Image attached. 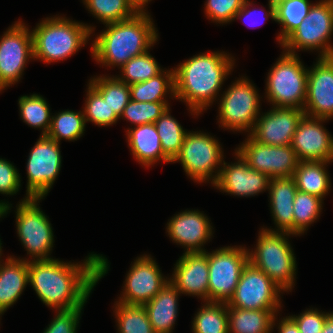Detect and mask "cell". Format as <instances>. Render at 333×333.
Wrapping results in <instances>:
<instances>
[{"label":"cell","mask_w":333,"mask_h":333,"mask_svg":"<svg viewBox=\"0 0 333 333\" xmlns=\"http://www.w3.org/2000/svg\"><path fill=\"white\" fill-rule=\"evenodd\" d=\"M109 271L108 258L95 252L76 262L60 258L28 261L29 285L49 310L84 307Z\"/></svg>","instance_id":"1"},{"label":"cell","mask_w":333,"mask_h":333,"mask_svg":"<svg viewBox=\"0 0 333 333\" xmlns=\"http://www.w3.org/2000/svg\"><path fill=\"white\" fill-rule=\"evenodd\" d=\"M227 51H204L175 65V96L183 102L192 118L207 112L224 90V84L236 68V60Z\"/></svg>","instance_id":"2"},{"label":"cell","mask_w":333,"mask_h":333,"mask_svg":"<svg viewBox=\"0 0 333 333\" xmlns=\"http://www.w3.org/2000/svg\"><path fill=\"white\" fill-rule=\"evenodd\" d=\"M154 22L151 13H136L129 19L104 24L100 32L92 31V59L108 71L152 50L160 39Z\"/></svg>","instance_id":"3"},{"label":"cell","mask_w":333,"mask_h":333,"mask_svg":"<svg viewBox=\"0 0 333 333\" xmlns=\"http://www.w3.org/2000/svg\"><path fill=\"white\" fill-rule=\"evenodd\" d=\"M96 26L73 20L64 14L42 18L31 27L34 61L62 62L75 55L91 40Z\"/></svg>","instance_id":"4"},{"label":"cell","mask_w":333,"mask_h":333,"mask_svg":"<svg viewBox=\"0 0 333 333\" xmlns=\"http://www.w3.org/2000/svg\"><path fill=\"white\" fill-rule=\"evenodd\" d=\"M254 248L248 247L249 262L263 271L286 294L296 286L298 265L288 232L259 228Z\"/></svg>","instance_id":"5"},{"label":"cell","mask_w":333,"mask_h":333,"mask_svg":"<svg viewBox=\"0 0 333 333\" xmlns=\"http://www.w3.org/2000/svg\"><path fill=\"white\" fill-rule=\"evenodd\" d=\"M248 76L236 77L217 100L219 129L249 135L261 113L263 97Z\"/></svg>","instance_id":"6"},{"label":"cell","mask_w":333,"mask_h":333,"mask_svg":"<svg viewBox=\"0 0 333 333\" xmlns=\"http://www.w3.org/2000/svg\"><path fill=\"white\" fill-rule=\"evenodd\" d=\"M281 50L279 58L266 74L263 102L266 100V104L272 107L304 109L308 67L300 59L301 54Z\"/></svg>","instance_id":"7"},{"label":"cell","mask_w":333,"mask_h":333,"mask_svg":"<svg viewBox=\"0 0 333 333\" xmlns=\"http://www.w3.org/2000/svg\"><path fill=\"white\" fill-rule=\"evenodd\" d=\"M45 198L30 197L25 193L14 210L15 228L26 257L15 256L25 261L50 260L54 248L55 235L47 214L41 209L40 202Z\"/></svg>","instance_id":"8"},{"label":"cell","mask_w":333,"mask_h":333,"mask_svg":"<svg viewBox=\"0 0 333 333\" xmlns=\"http://www.w3.org/2000/svg\"><path fill=\"white\" fill-rule=\"evenodd\" d=\"M215 136L201 130H189L180 152L171 163H180L187 178L194 183L212 186L226 158L223 145Z\"/></svg>","instance_id":"9"},{"label":"cell","mask_w":333,"mask_h":333,"mask_svg":"<svg viewBox=\"0 0 333 333\" xmlns=\"http://www.w3.org/2000/svg\"><path fill=\"white\" fill-rule=\"evenodd\" d=\"M332 37L333 0H316L307 18L282 42L280 49L291 54L304 51L315 52L317 57H333Z\"/></svg>","instance_id":"10"},{"label":"cell","mask_w":333,"mask_h":333,"mask_svg":"<svg viewBox=\"0 0 333 333\" xmlns=\"http://www.w3.org/2000/svg\"><path fill=\"white\" fill-rule=\"evenodd\" d=\"M33 56L30 26L21 18L0 35V94L21 82Z\"/></svg>","instance_id":"11"},{"label":"cell","mask_w":333,"mask_h":333,"mask_svg":"<svg viewBox=\"0 0 333 333\" xmlns=\"http://www.w3.org/2000/svg\"><path fill=\"white\" fill-rule=\"evenodd\" d=\"M247 248L228 245L208 251L209 302L227 303L233 296L243 268L249 262Z\"/></svg>","instance_id":"12"},{"label":"cell","mask_w":333,"mask_h":333,"mask_svg":"<svg viewBox=\"0 0 333 333\" xmlns=\"http://www.w3.org/2000/svg\"><path fill=\"white\" fill-rule=\"evenodd\" d=\"M60 143L46 135H39L26 162V194L46 198L52 190L62 167Z\"/></svg>","instance_id":"13"},{"label":"cell","mask_w":333,"mask_h":333,"mask_svg":"<svg viewBox=\"0 0 333 333\" xmlns=\"http://www.w3.org/2000/svg\"><path fill=\"white\" fill-rule=\"evenodd\" d=\"M284 294L263 271L248 262L233 296L226 304L228 307L247 310H283Z\"/></svg>","instance_id":"14"},{"label":"cell","mask_w":333,"mask_h":333,"mask_svg":"<svg viewBox=\"0 0 333 333\" xmlns=\"http://www.w3.org/2000/svg\"><path fill=\"white\" fill-rule=\"evenodd\" d=\"M126 272L122 291L115 299L124 304L144 305L169 282V274L162 273L156 259L149 253L135 257Z\"/></svg>","instance_id":"15"},{"label":"cell","mask_w":333,"mask_h":333,"mask_svg":"<svg viewBox=\"0 0 333 333\" xmlns=\"http://www.w3.org/2000/svg\"><path fill=\"white\" fill-rule=\"evenodd\" d=\"M249 167L270 178L292 177L299 163L291 144L270 146L260 144L250 135L235 147Z\"/></svg>","instance_id":"16"},{"label":"cell","mask_w":333,"mask_h":333,"mask_svg":"<svg viewBox=\"0 0 333 333\" xmlns=\"http://www.w3.org/2000/svg\"><path fill=\"white\" fill-rule=\"evenodd\" d=\"M210 219L199 209L181 210L168 219L166 236L173 244L180 246L183 253L205 252V246L212 241L215 232Z\"/></svg>","instance_id":"17"},{"label":"cell","mask_w":333,"mask_h":333,"mask_svg":"<svg viewBox=\"0 0 333 333\" xmlns=\"http://www.w3.org/2000/svg\"><path fill=\"white\" fill-rule=\"evenodd\" d=\"M234 161L225 158L217 181L212 185L223 194L235 197H254L268 192L270 177L249 167L248 163L236 151Z\"/></svg>","instance_id":"18"},{"label":"cell","mask_w":333,"mask_h":333,"mask_svg":"<svg viewBox=\"0 0 333 333\" xmlns=\"http://www.w3.org/2000/svg\"><path fill=\"white\" fill-rule=\"evenodd\" d=\"M327 118L304 115L292 139L299 161L333 162V135L326 129Z\"/></svg>","instance_id":"19"},{"label":"cell","mask_w":333,"mask_h":333,"mask_svg":"<svg viewBox=\"0 0 333 333\" xmlns=\"http://www.w3.org/2000/svg\"><path fill=\"white\" fill-rule=\"evenodd\" d=\"M308 67L305 115L333 119V57H316Z\"/></svg>","instance_id":"20"},{"label":"cell","mask_w":333,"mask_h":333,"mask_svg":"<svg viewBox=\"0 0 333 333\" xmlns=\"http://www.w3.org/2000/svg\"><path fill=\"white\" fill-rule=\"evenodd\" d=\"M268 109L267 112L261 111L249 135L264 145H290L298 124L305 115L304 110L272 106Z\"/></svg>","instance_id":"21"},{"label":"cell","mask_w":333,"mask_h":333,"mask_svg":"<svg viewBox=\"0 0 333 333\" xmlns=\"http://www.w3.org/2000/svg\"><path fill=\"white\" fill-rule=\"evenodd\" d=\"M169 275L171 284L182 294L208 301V250L182 253Z\"/></svg>","instance_id":"22"},{"label":"cell","mask_w":333,"mask_h":333,"mask_svg":"<svg viewBox=\"0 0 333 333\" xmlns=\"http://www.w3.org/2000/svg\"><path fill=\"white\" fill-rule=\"evenodd\" d=\"M297 191L293 177L270 178L267 195L274 228L265 225L261 227L293 234V201Z\"/></svg>","instance_id":"23"},{"label":"cell","mask_w":333,"mask_h":333,"mask_svg":"<svg viewBox=\"0 0 333 333\" xmlns=\"http://www.w3.org/2000/svg\"><path fill=\"white\" fill-rule=\"evenodd\" d=\"M130 155L145 169H152L159 162L171 163L164 155L154 123L137 125L125 130Z\"/></svg>","instance_id":"24"},{"label":"cell","mask_w":333,"mask_h":333,"mask_svg":"<svg viewBox=\"0 0 333 333\" xmlns=\"http://www.w3.org/2000/svg\"><path fill=\"white\" fill-rule=\"evenodd\" d=\"M29 286L28 261L6 255L0 262V311L6 313Z\"/></svg>","instance_id":"25"},{"label":"cell","mask_w":333,"mask_h":333,"mask_svg":"<svg viewBox=\"0 0 333 333\" xmlns=\"http://www.w3.org/2000/svg\"><path fill=\"white\" fill-rule=\"evenodd\" d=\"M182 294L169 281L149 302L144 304L155 333H173Z\"/></svg>","instance_id":"26"},{"label":"cell","mask_w":333,"mask_h":333,"mask_svg":"<svg viewBox=\"0 0 333 333\" xmlns=\"http://www.w3.org/2000/svg\"><path fill=\"white\" fill-rule=\"evenodd\" d=\"M332 163L299 161L292 176L297 189L325 200L332 190V180L327 169Z\"/></svg>","instance_id":"27"},{"label":"cell","mask_w":333,"mask_h":333,"mask_svg":"<svg viewBox=\"0 0 333 333\" xmlns=\"http://www.w3.org/2000/svg\"><path fill=\"white\" fill-rule=\"evenodd\" d=\"M131 100L138 102H169L175 96L174 67H165L147 81L129 85Z\"/></svg>","instance_id":"28"},{"label":"cell","mask_w":333,"mask_h":333,"mask_svg":"<svg viewBox=\"0 0 333 333\" xmlns=\"http://www.w3.org/2000/svg\"><path fill=\"white\" fill-rule=\"evenodd\" d=\"M282 310H247L227 306L229 333H273L276 314Z\"/></svg>","instance_id":"29"},{"label":"cell","mask_w":333,"mask_h":333,"mask_svg":"<svg viewBox=\"0 0 333 333\" xmlns=\"http://www.w3.org/2000/svg\"><path fill=\"white\" fill-rule=\"evenodd\" d=\"M86 121L83 110L64 109L52 113L51 124L46 136L61 144V140L75 142L83 137Z\"/></svg>","instance_id":"30"},{"label":"cell","mask_w":333,"mask_h":333,"mask_svg":"<svg viewBox=\"0 0 333 333\" xmlns=\"http://www.w3.org/2000/svg\"><path fill=\"white\" fill-rule=\"evenodd\" d=\"M17 102L20 119L29 127L39 129L40 135H47L52 117L47 99L38 93H30L21 95Z\"/></svg>","instance_id":"31"},{"label":"cell","mask_w":333,"mask_h":333,"mask_svg":"<svg viewBox=\"0 0 333 333\" xmlns=\"http://www.w3.org/2000/svg\"><path fill=\"white\" fill-rule=\"evenodd\" d=\"M192 317V333H229L227 304L225 302H201Z\"/></svg>","instance_id":"32"},{"label":"cell","mask_w":333,"mask_h":333,"mask_svg":"<svg viewBox=\"0 0 333 333\" xmlns=\"http://www.w3.org/2000/svg\"><path fill=\"white\" fill-rule=\"evenodd\" d=\"M323 207V199L298 190L293 201V235L306 234L319 221Z\"/></svg>","instance_id":"33"},{"label":"cell","mask_w":333,"mask_h":333,"mask_svg":"<svg viewBox=\"0 0 333 333\" xmlns=\"http://www.w3.org/2000/svg\"><path fill=\"white\" fill-rule=\"evenodd\" d=\"M88 82L102 95L110 109L120 118L130 97V87L115 75L99 74L91 76Z\"/></svg>","instance_id":"34"},{"label":"cell","mask_w":333,"mask_h":333,"mask_svg":"<svg viewBox=\"0 0 333 333\" xmlns=\"http://www.w3.org/2000/svg\"><path fill=\"white\" fill-rule=\"evenodd\" d=\"M113 317L117 333H155L143 305L114 301Z\"/></svg>","instance_id":"35"},{"label":"cell","mask_w":333,"mask_h":333,"mask_svg":"<svg viewBox=\"0 0 333 333\" xmlns=\"http://www.w3.org/2000/svg\"><path fill=\"white\" fill-rule=\"evenodd\" d=\"M154 125L164 155L172 162L180 152L185 135L189 130L184 129L180 122L171 115V107L155 121Z\"/></svg>","instance_id":"36"},{"label":"cell","mask_w":333,"mask_h":333,"mask_svg":"<svg viewBox=\"0 0 333 333\" xmlns=\"http://www.w3.org/2000/svg\"><path fill=\"white\" fill-rule=\"evenodd\" d=\"M313 3L310 0H285L282 3L276 11V23L280 26V31L275 38L280 47L282 42L307 18Z\"/></svg>","instance_id":"37"},{"label":"cell","mask_w":333,"mask_h":333,"mask_svg":"<svg viewBox=\"0 0 333 333\" xmlns=\"http://www.w3.org/2000/svg\"><path fill=\"white\" fill-rule=\"evenodd\" d=\"M82 110L85 121L98 127H111L120 120L102 95L88 82Z\"/></svg>","instance_id":"38"},{"label":"cell","mask_w":333,"mask_h":333,"mask_svg":"<svg viewBox=\"0 0 333 333\" xmlns=\"http://www.w3.org/2000/svg\"><path fill=\"white\" fill-rule=\"evenodd\" d=\"M119 69L115 76L128 85L149 80L159 74L164 68L157 62L150 50L133 57Z\"/></svg>","instance_id":"39"},{"label":"cell","mask_w":333,"mask_h":333,"mask_svg":"<svg viewBox=\"0 0 333 333\" xmlns=\"http://www.w3.org/2000/svg\"><path fill=\"white\" fill-rule=\"evenodd\" d=\"M81 1L88 13L103 25L129 19L137 13L127 0Z\"/></svg>","instance_id":"40"},{"label":"cell","mask_w":333,"mask_h":333,"mask_svg":"<svg viewBox=\"0 0 333 333\" xmlns=\"http://www.w3.org/2000/svg\"><path fill=\"white\" fill-rule=\"evenodd\" d=\"M169 102H138L130 100L124 108L120 120L129 122L130 127L155 123V121L171 106Z\"/></svg>","instance_id":"41"},{"label":"cell","mask_w":333,"mask_h":333,"mask_svg":"<svg viewBox=\"0 0 333 333\" xmlns=\"http://www.w3.org/2000/svg\"><path fill=\"white\" fill-rule=\"evenodd\" d=\"M245 0H205L204 16L217 26L234 22L236 13Z\"/></svg>","instance_id":"42"},{"label":"cell","mask_w":333,"mask_h":333,"mask_svg":"<svg viewBox=\"0 0 333 333\" xmlns=\"http://www.w3.org/2000/svg\"><path fill=\"white\" fill-rule=\"evenodd\" d=\"M85 307L67 310H53L54 317L42 333H78L80 320Z\"/></svg>","instance_id":"43"},{"label":"cell","mask_w":333,"mask_h":333,"mask_svg":"<svg viewBox=\"0 0 333 333\" xmlns=\"http://www.w3.org/2000/svg\"><path fill=\"white\" fill-rule=\"evenodd\" d=\"M255 4V1L245 0L240 10L236 13L234 21L245 20L243 22L251 28L259 27L269 19L276 22V12L274 10L268 5L266 9L264 5L258 7Z\"/></svg>","instance_id":"44"},{"label":"cell","mask_w":333,"mask_h":333,"mask_svg":"<svg viewBox=\"0 0 333 333\" xmlns=\"http://www.w3.org/2000/svg\"><path fill=\"white\" fill-rule=\"evenodd\" d=\"M332 311L319 310L317 307L306 308L300 314H289L297 324L300 333H321L327 316Z\"/></svg>","instance_id":"45"},{"label":"cell","mask_w":333,"mask_h":333,"mask_svg":"<svg viewBox=\"0 0 333 333\" xmlns=\"http://www.w3.org/2000/svg\"><path fill=\"white\" fill-rule=\"evenodd\" d=\"M16 165L0 157V194L5 197L17 195L22 187V176Z\"/></svg>","instance_id":"46"},{"label":"cell","mask_w":333,"mask_h":333,"mask_svg":"<svg viewBox=\"0 0 333 333\" xmlns=\"http://www.w3.org/2000/svg\"><path fill=\"white\" fill-rule=\"evenodd\" d=\"M280 316H282V313L275 315L272 325V332L277 330V333H300L297 324L288 314L282 317ZM275 328L276 330H274Z\"/></svg>","instance_id":"47"},{"label":"cell","mask_w":333,"mask_h":333,"mask_svg":"<svg viewBox=\"0 0 333 333\" xmlns=\"http://www.w3.org/2000/svg\"><path fill=\"white\" fill-rule=\"evenodd\" d=\"M137 13H149L148 5L153 0H127Z\"/></svg>","instance_id":"48"},{"label":"cell","mask_w":333,"mask_h":333,"mask_svg":"<svg viewBox=\"0 0 333 333\" xmlns=\"http://www.w3.org/2000/svg\"><path fill=\"white\" fill-rule=\"evenodd\" d=\"M12 208L14 209L15 207L8 199H0V221L13 211L11 210Z\"/></svg>","instance_id":"49"},{"label":"cell","mask_w":333,"mask_h":333,"mask_svg":"<svg viewBox=\"0 0 333 333\" xmlns=\"http://www.w3.org/2000/svg\"><path fill=\"white\" fill-rule=\"evenodd\" d=\"M321 333H333V311L327 316Z\"/></svg>","instance_id":"50"},{"label":"cell","mask_w":333,"mask_h":333,"mask_svg":"<svg viewBox=\"0 0 333 333\" xmlns=\"http://www.w3.org/2000/svg\"><path fill=\"white\" fill-rule=\"evenodd\" d=\"M285 0H268V6L275 12L280 8Z\"/></svg>","instance_id":"51"},{"label":"cell","mask_w":333,"mask_h":333,"mask_svg":"<svg viewBox=\"0 0 333 333\" xmlns=\"http://www.w3.org/2000/svg\"><path fill=\"white\" fill-rule=\"evenodd\" d=\"M1 240H2V239H1V237H0V262H1L3 259H5V258H4L5 256H3V255H4V253H3L4 251H3V249H2V248H3V243H2L3 241H1Z\"/></svg>","instance_id":"52"},{"label":"cell","mask_w":333,"mask_h":333,"mask_svg":"<svg viewBox=\"0 0 333 333\" xmlns=\"http://www.w3.org/2000/svg\"><path fill=\"white\" fill-rule=\"evenodd\" d=\"M4 315V312L0 311V324H1V320H2V316ZM1 326V325H0Z\"/></svg>","instance_id":"53"}]
</instances>
